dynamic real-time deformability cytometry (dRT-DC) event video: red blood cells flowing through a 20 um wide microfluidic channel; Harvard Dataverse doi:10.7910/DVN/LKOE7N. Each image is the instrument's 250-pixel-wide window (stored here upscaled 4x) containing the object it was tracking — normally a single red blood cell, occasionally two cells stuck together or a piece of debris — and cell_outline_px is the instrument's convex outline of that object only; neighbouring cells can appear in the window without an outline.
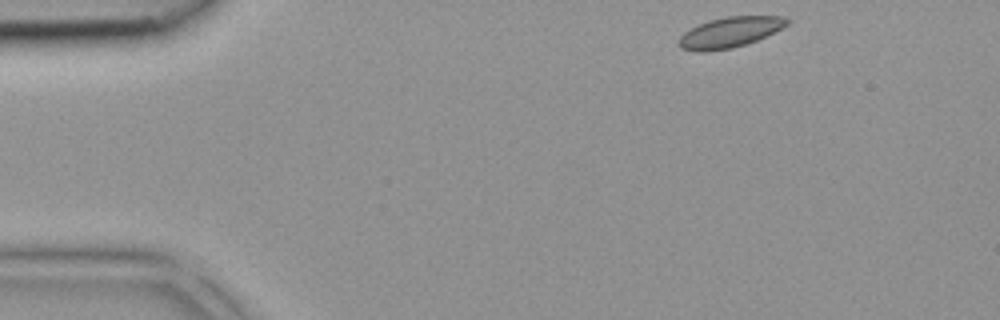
{"species": "common noctule bat (a hibernating species)", "species_latin": "Nyctalus noctula", "temperature_condition": "room temperature", "stored_images_in_passage": 7, "camera_frame_rate_fps": 3000, "um_per_image_px": 0.085, "animal": {"sex": "female", "body_mass_g": 18.4}, "frame": {"image": 1, "passage_image": 1, "time_ms": 0.0, "image_size_px": [1000, 320], "cell_outline_px": [[792, 20], [788, 24], [756, 40], [732, 48], [704, 52], [700, 52], [680, 48], [676, 44], [680, 36], [684, 32], [708, 20], [728, 16], [784, 16]], "centroid_in_image_um": [62.0, 2.74], "position_along_channel_um": 23.0, "area_um2": 19.07}}